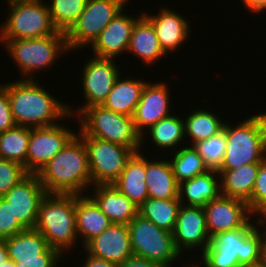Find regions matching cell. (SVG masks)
I'll return each mask as SVG.
<instances>
[{
  "label": "cell",
  "instance_id": "cell-12",
  "mask_svg": "<svg viewBox=\"0 0 266 267\" xmlns=\"http://www.w3.org/2000/svg\"><path fill=\"white\" fill-rule=\"evenodd\" d=\"M75 135L74 131L60 124L31 128L27 172L37 174Z\"/></svg>",
  "mask_w": 266,
  "mask_h": 267
},
{
  "label": "cell",
  "instance_id": "cell-45",
  "mask_svg": "<svg viewBox=\"0 0 266 267\" xmlns=\"http://www.w3.org/2000/svg\"><path fill=\"white\" fill-rule=\"evenodd\" d=\"M243 5L252 13L258 12L266 5V0H242Z\"/></svg>",
  "mask_w": 266,
  "mask_h": 267
},
{
  "label": "cell",
  "instance_id": "cell-31",
  "mask_svg": "<svg viewBox=\"0 0 266 267\" xmlns=\"http://www.w3.org/2000/svg\"><path fill=\"white\" fill-rule=\"evenodd\" d=\"M31 127L16 125L0 133V159L13 161L24 166L27 171V149Z\"/></svg>",
  "mask_w": 266,
  "mask_h": 267
},
{
  "label": "cell",
  "instance_id": "cell-4",
  "mask_svg": "<svg viewBox=\"0 0 266 267\" xmlns=\"http://www.w3.org/2000/svg\"><path fill=\"white\" fill-rule=\"evenodd\" d=\"M35 229L61 254L75 246V195L47 193L40 204Z\"/></svg>",
  "mask_w": 266,
  "mask_h": 267
},
{
  "label": "cell",
  "instance_id": "cell-40",
  "mask_svg": "<svg viewBox=\"0 0 266 267\" xmlns=\"http://www.w3.org/2000/svg\"><path fill=\"white\" fill-rule=\"evenodd\" d=\"M204 267H242L239 264L238 254L229 253H202Z\"/></svg>",
  "mask_w": 266,
  "mask_h": 267
},
{
  "label": "cell",
  "instance_id": "cell-10",
  "mask_svg": "<svg viewBox=\"0 0 266 267\" xmlns=\"http://www.w3.org/2000/svg\"><path fill=\"white\" fill-rule=\"evenodd\" d=\"M79 137L87 149L92 185H112L135 152L103 139Z\"/></svg>",
  "mask_w": 266,
  "mask_h": 267
},
{
  "label": "cell",
  "instance_id": "cell-17",
  "mask_svg": "<svg viewBox=\"0 0 266 267\" xmlns=\"http://www.w3.org/2000/svg\"><path fill=\"white\" fill-rule=\"evenodd\" d=\"M169 88L163 82L152 84L147 82L141 99L132 116L136 130L141 134V145L145 143L143 136L145 129L156 124L161 119L171 115L169 112Z\"/></svg>",
  "mask_w": 266,
  "mask_h": 267
},
{
  "label": "cell",
  "instance_id": "cell-47",
  "mask_svg": "<svg viewBox=\"0 0 266 267\" xmlns=\"http://www.w3.org/2000/svg\"><path fill=\"white\" fill-rule=\"evenodd\" d=\"M260 267H266V231L262 233V246H261V258H260Z\"/></svg>",
  "mask_w": 266,
  "mask_h": 267
},
{
  "label": "cell",
  "instance_id": "cell-39",
  "mask_svg": "<svg viewBox=\"0 0 266 267\" xmlns=\"http://www.w3.org/2000/svg\"><path fill=\"white\" fill-rule=\"evenodd\" d=\"M25 228L13 215L10 204L0 197V239L10 238Z\"/></svg>",
  "mask_w": 266,
  "mask_h": 267
},
{
  "label": "cell",
  "instance_id": "cell-27",
  "mask_svg": "<svg viewBox=\"0 0 266 267\" xmlns=\"http://www.w3.org/2000/svg\"><path fill=\"white\" fill-rule=\"evenodd\" d=\"M146 184L149 198H179V183L173 175L168 160H146Z\"/></svg>",
  "mask_w": 266,
  "mask_h": 267
},
{
  "label": "cell",
  "instance_id": "cell-11",
  "mask_svg": "<svg viewBox=\"0 0 266 267\" xmlns=\"http://www.w3.org/2000/svg\"><path fill=\"white\" fill-rule=\"evenodd\" d=\"M258 229L254 226L218 233L203 253L238 254L239 264L242 267L259 266L262 232Z\"/></svg>",
  "mask_w": 266,
  "mask_h": 267
},
{
  "label": "cell",
  "instance_id": "cell-35",
  "mask_svg": "<svg viewBox=\"0 0 266 267\" xmlns=\"http://www.w3.org/2000/svg\"><path fill=\"white\" fill-rule=\"evenodd\" d=\"M48 4L52 23L66 33L84 11L87 0H51Z\"/></svg>",
  "mask_w": 266,
  "mask_h": 267
},
{
  "label": "cell",
  "instance_id": "cell-15",
  "mask_svg": "<svg viewBox=\"0 0 266 267\" xmlns=\"http://www.w3.org/2000/svg\"><path fill=\"white\" fill-rule=\"evenodd\" d=\"M47 195L37 174L28 173L2 197L25 229L35 228L39 207Z\"/></svg>",
  "mask_w": 266,
  "mask_h": 267
},
{
  "label": "cell",
  "instance_id": "cell-44",
  "mask_svg": "<svg viewBox=\"0 0 266 267\" xmlns=\"http://www.w3.org/2000/svg\"><path fill=\"white\" fill-rule=\"evenodd\" d=\"M87 255H88L87 259L82 264L83 265L82 267H117V265L105 259L94 257L88 253Z\"/></svg>",
  "mask_w": 266,
  "mask_h": 267
},
{
  "label": "cell",
  "instance_id": "cell-6",
  "mask_svg": "<svg viewBox=\"0 0 266 267\" xmlns=\"http://www.w3.org/2000/svg\"><path fill=\"white\" fill-rule=\"evenodd\" d=\"M43 0H7L10 17L2 23L0 40L40 38L56 34L48 4Z\"/></svg>",
  "mask_w": 266,
  "mask_h": 267
},
{
  "label": "cell",
  "instance_id": "cell-25",
  "mask_svg": "<svg viewBox=\"0 0 266 267\" xmlns=\"http://www.w3.org/2000/svg\"><path fill=\"white\" fill-rule=\"evenodd\" d=\"M128 52L134 53L144 63L150 65L162 56H167L160 46L152 23L143 13L138 17L132 30Z\"/></svg>",
  "mask_w": 266,
  "mask_h": 267
},
{
  "label": "cell",
  "instance_id": "cell-38",
  "mask_svg": "<svg viewBox=\"0 0 266 267\" xmlns=\"http://www.w3.org/2000/svg\"><path fill=\"white\" fill-rule=\"evenodd\" d=\"M254 214L266 216V159L260 163L251 199L247 202Z\"/></svg>",
  "mask_w": 266,
  "mask_h": 267
},
{
  "label": "cell",
  "instance_id": "cell-3",
  "mask_svg": "<svg viewBox=\"0 0 266 267\" xmlns=\"http://www.w3.org/2000/svg\"><path fill=\"white\" fill-rule=\"evenodd\" d=\"M223 129L227 146L217 171L237 169L266 159V113L253 115L234 128L224 123Z\"/></svg>",
  "mask_w": 266,
  "mask_h": 267
},
{
  "label": "cell",
  "instance_id": "cell-29",
  "mask_svg": "<svg viewBox=\"0 0 266 267\" xmlns=\"http://www.w3.org/2000/svg\"><path fill=\"white\" fill-rule=\"evenodd\" d=\"M4 240L10 260H42V254L50 247L35 228L25 229Z\"/></svg>",
  "mask_w": 266,
  "mask_h": 267
},
{
  "label": "cell",
  "instance_id": "cell-48",
  "mask_svg": "<svg viewBox=\"0 0 266 267\" xmlns=\"http://www.w3.org/2000/svg\"><path fill=\"white\" fill-rule=\"evenodd\" d=\"M0 267H15V263L12 260H8L6 263L2 264Z\"/></svg>",
  "mask_w": 266,
  "mask_h": 267
},
{
  "label": "cell",
  "instance_id": "cell-24",
  "mask_svg": "<svg viewBox=\"0 0 266 267\" xmlns=\"http://www.w3.org/2000/svg\"><path fill=\"white\" fill-rule=\"evenodd\" d=\"M75 215L77 236L83 238V247L105 231L112 222L89 197L75 195Z\"/></svg>",
  "mask_w": 266,
  "mask_h": 267
},
{
  "label": "cell",
  "instance_id": "cell-50",
  "mask_svg": "<svg viewBox=\"0 0 266 267\" xmlns=\"http://www.w3.org/2000/svg\"><path fill=\"white\" fill-rule=\"evenodd\" d=\"M266 9V5L259 11V12H261V11H263V10H265Z\"/></svg>",
  "mask_w": 266,
  "mask_h": 267
},
{
  "label": "cell",
  "instance_id": "cell-7",
  "mask_svg": "<svg viewBox=\"0 0 266 267\" xmlns=\"http://www.w3.org/2000/svg\"><path fill=\"white\" fill-rule=\"evenodd\" d=\"M26 79H34V71L49 68L57 56L69 52L66 35L62 31L40 38L0 40ZM39 69V70H38ZM31 75V76H30Z\"/></svg>",
  "mask_w": 266,
  "mask_h": 267
},
{
  "label": "cell",
  "instance_id": "cell-32",
  "mask_svg": "<svg viewBox=\"0 0 266 267\" xmlns=\"http://www.w3.org/2000/svg\"><path fill=\"white\" fill-rule=\"evenodd\" d=\"M185 119V135L191 137L192 146L221 132L225 123L216 114L204 109H196Z\"/></svg>",
  "mask_w": 266,
  "mask_h": 267
},
{
  "label": "cell",
  "instance_id": "cell-21",
  "mask_svg": "<svg viewBox=\"0 0 266 267\" xmlns=\"http://www.w3.org/2000/svg\"><path fill=\"white\" fill-rule=\"evenodd\" d=\"M146 157L134 153L112 186L129 198L138 208L149 198L146 184Z\"/></svg>",
  "mask_w": 266,
  "mask_h": 267
},
{
  "label": "cell",
  "instance_id": "cell-42",
  "mask_svg": "<svg viewBox=\"0 0 266 267\" xmlns=\"http://www.w3.org/2000/svg\"><path fill=\"white\" fill-rule=\"evenodd\" d=\"M16 126L10 108L7 89L0 84V133Z\"/></svg>",
  "mask_w": 266,
  "mask_h": 267
},
{
  "label": "cell",
  "instance_id": "cell-46",
  "mask_svg": "<svg viewBox=\"0 0 266 267\" xmlns=\"http://www.w3.org/2000/svg\"><path fill=\"white\" fill-rule=\"evenodd\" d=\"M9 259L6 241L4 239H0V266L6 263Z\"/></svg>",
  "mask_w": 266,
  "mask_h": 267
},
{
  "label": "cell",
  "instance_id": "cell-9",
  "mask_svg": "<svg viewBox=\"0 0 266 267\" xmlns=\"http://www.w3.org/2000/svg\"><path fill=\"white\" fill-rule=\"evenodd\" d=\"M129 0H87L84 11L65 33L68 50L92 44Z\"/></svg>",
  "mask_w": 266,
  "mask_h": 267
},
{
  "label": "cell",
  "instance_id": "cell-43",
  "mask_svg": "<svg viewBox=\"0 0 266 267\" xmlns=\"http://www.w3.org/2000/svg\"><path fill=\"white\" fill-rule=\"evenodd\" d=\"M117 267H161V266L143 257L132 255L124 263L117 265Z\"/></svg>",
  "mask_w": 266,
  "mask_h": 267
},
{
  "label": "cell",
  "instance_id": "cell-13",
  "mask_svg": "<svg viewBox=\"0 0 266 267\" xmlns=\"http://www.w3.org/2000/svg\"><path fill=\"white\" fill-rule=\"evenodd\" d=\"M115 59L94 56L83 69L82 87L86 103L78 107L79 116L86 108L102 105L120 76Z\"/></svg>",
  "mask_w": 266,
  "mask_h": 267
},
{
  "label": "cell",
  "instance_id": "cell-22",
  "mask_svg": "<svg viewBox=\"0 0 266 267\" xmlns=\"http://www.w3.org/2000/svg\"><path fill=\"white\" fill-rule=\"evenodd\" d=\"M90 198L112 223L129 224L137 215L138 207L112 185H94Z\"/></svg>",
  "mask_w": 266,
  "mask_h": 267
},
{
  "label": "cell",
  "instance_id": "cell-34",
  "mask_svg": "<svg viewBox=\"0 0 266 267\" xmlns=\"http://www.w3.org/2000/svg\"><path fill=\"white\" fill-rule=\"evenodd\" d=\"M147 132L157 147L174 149L185 138V122L178 116L169 115L150 126Z\"/></svg>",
  "mask_w": 266,
  "mask_h": 267
},
{
  "label": "cell",
  "instance_id": "cell-36",
  "mask_svg": "<svg viewBox=\"0 0 266 267\" xmlns=\"http://www.w3.org/2000/svg\"><path fill=\"white\" fill-rule=\"evenodd\" d=\"M227 142L225 130L211 136L209 139L200 141L194 145L198 153L203 157L209 170H218L221 167Z\"/></svg>",
  "mask_w": 266,
  "mask_h": 267
},
{
  "label": "cell",
  "instance_id": "cell-37",
  "mask_svg": "<svg viewBox=\"0 0 266 267\" xmlns=\"http://www.w3.org/2000/svg\"><path fill=\"white\" fill-rule=\"evenodd\" d=\"M27 174L21 164L0 159V197L10 191Z\"/></svg>",
  "mask_w": 266,
  "mask_h": 267
},
{
  "label": "cell",
  "instance_id": "cell-8",
  "mask_svg": "<svg viewBox=\"0 0 266 267\" xmlns=\"http://www.w3.org/2000/svg\"><path fill=\"white\" fill-rule=\"evenodd\" d=\"M128 228L133 255L161 267H172L171 262L180 258L172 232L160 229L139 214L128 224Z\"/></svg>",
  "mask_w": 266,
  "mask_h": 267
},
{
  "label": "cell",
  "instance_id": "cell-2",
  "mask_svg": "<svg viewBox=\"0 0 266 267\" xmlns=\"http://www.w3.org/2000/svg\"><path fill=\"white\" fill-rule=\"evenodd\" d=\"M37 175L47 193L82 195L92 184L84 141L76 134Z\"/></svg>",
  "mask_w": 266,
  "mask_h": 267
},
{
  "label": "cell",
  "instance_id": "cell-49",
  "mask_svg": "<svg viewBox=\"0 0 266 267\" xmlns=\"http://www.w3.org/2000/svg\"><path fill=\"white\" fill-rule=\"evenodd\" d=\"M266 216H263L262 218H258V221H256V223L258 222V224H261V225H263V224H266Z\"/></svg>",
  "mask_w": 266,
  "mask_h": 267
},
{
  "label": "cell",
  "instance_id": "cell-16",
  "mask_svg": "<svg viewBox=\"0 0 266 267\" xmlns=\"http://www.w3.org/2000/svg\"><path fill=\"white\" fill-rule=\"evenodd\" d=\"M172 235L175 247L180 254L182 250L191 251L194 247L200 246L201 251L204 252L212 239L208 234L203 207L181 204Z\"/></svg>",
  "mask_w": 266,
  "mask_h": 267
},
{
  "label": "cell",
  "instance_id": "cell-1",
  "mask_svg": "<svg viewBox=\"0 0 266 267\" xmlns=\"http://www.w3.org/2000/svg\"><path fill=\"white\" fill-rule=\"evenodd\" d=\"M34 79L5 83L16 125L39 128L58 124L59 118L74 116L72 109L44 90Z\"/></svg>",
  "mask_w": 266,
  "mask_h": 267
},
{
  "label": "cell",
  "instance_id": "cell-41",
  "mask_svg": "<svg viewBox=\"0 0 266 267\" xmlns=\"http://www.w3.org/2000/svg\"><path fill=\"white\" fill-rule=\"evenodd\" d=\"M63 254L49 247L43 254L42 260H12L15 267H56ZM59 261V262H58Z\"/></svg>",
  "mask_w": 266,
  "mask_h": 267
},
{
  "label": "cell",
  "instance_id": "cell-26",
  "mask_svg": "<svg viewBox=\"0 0 266 267\" xmlns=\"http://www.w3.org/2000/svg\"><path fill=\"white\" fill-rule=\"evenodd\" d=\"M260 163L243 165L237 169L218 171L223 196L248 202L252 197Z\"/></svg>",
  "mask_w": 266,
  "mask_h": 267
},
{
  "label": "cell",
  "instance_id": "cell-19",
  "mask_svg": "<svg viewBox=\"0 0 266 267\" xmlns=\"http://www.w3.org/2000/svg\"><path fill=\"white\" fill-rule=\"evenodd\" d=\"M123 12L124 10L120 11L91 44L95 56L114 59L128 51L138 17L126 16Z\"/></svg>",
  "mask_w": 266,
  "mask_h": 267
},
{
  "label": "cell",
  "instance_id": "cell-23",
  "mask_svg": "<svg viewBox=\"0 0 266 267\" xmlns=\"http://www.w3.org/2000/svg\"><path fill=\"white\" fill-rule=\"evenodd\" d=\"M217 178H220L217 170H208L206 173L181 182L179 201L186 206L204 207L211 200L219 198L222 193L220 179L217 180Z\"/></svg>",
  "mask_w": 266,
  "mask_h": 267
},
{
  "label": "cell",
  "instance_id": "cell-14",
  "mask_svg": "<svg viewBox=\"0 0 266 267\" xmlns=\"http://www.w3.org/2000/svg\"><path fill=\"white\" fill-rule=\"evenodd\" d=\"M206 215L208 234L212 239L218 233L238 228H253V215L246 202L221 195L203 207Z\"/></svg>",
  "mask_w": 266,
  "mask_h": 267
},
{
  "label": "cell",
  "instance_id": "cell-5",
  "mask_svg": "<svg viewBox=\"0 0 266 267\" xmlns=\"http://www.w3.org/2000/svg\"><path fill=\"white\" fill-rule=\"evenodd\" d=\"M80 136L103 139L135 153L140 152L141 134L136 130L132 117L116 113L102 105L86 108L79 115Z\"/></svg>",
  "mask_w": 266,
  "mask_h": 267
},
{
  "label": "cell",
  "instance_id": "cell-28",
  "mask_svg": "<svg viewBox=\"0 0 266 267\" xmlns=\"http://www.w3.org/2000/svg\"><path fill=\"white\" fill-rule=\"evenodd\" d=\"M121 78V76L117 78L102 106L132 117L147 82L129 78L121 80Z\"/></svg>",
  "mask_w": 266,
  "mask_h": 267
},
{
  "label": "cell",
  "instance_id": "cell-18",
  "mask_svg": "<svg viewBox=\"0 0 266 267\" xmlns=\"http://www.w3.org/2000/svg\"><path fill=\"white\" fill-rule=\"evenodd\" d=\"M85 253L119 265L133 255L127 224L112 223L105 231L91 239Z\"/></svg>",
  "mask_w": 266,
  "mask_h": 267
},
{
  "label": "cell",
  "instance_id": "cell-33",
  "mask_svg": "<svg viewBox=\"0 0 266 267\" xmlns=\"http://www.w3.org/2000/svg\"><path fill=\"white\" fill-rule=\"evenodd\" d=\"M169 163L179 184L209 170L204 163L203 157L191 145L176 151Z\"/></svg>",
  "mask_w": 266,
  "mask_h": 267
},
{
  "label": "cell",
  "instance_id": "cell-30",
  "mask_svg": "<svg viewBox=\"0 0 266 267\" xmlns=\"http://www.w3.org/2000/svg\"><path fill=\"white\" fill-rule=\"evenodd\" d=\"M181 202L179 198H148L139 208L138 214L150 220L160 229L173 232Z\"/></svg>",
  "mask_w": 266,
  "mask_h": 267
},
{
  "label": "cell",
  "instance_id": "cell-20",
  "mask_svg": "<svg viewBox=\"0 0 266 267\" xmlns=\"http://www.w3.org/2000/svg\"><path fill=\"white\" fill-rule=\"evenodd\" d=\"M143 15L152 23L160 46L166 54L168 51L177 50L190 36V23L174 10L162 8L157 15L152 16L144 12Z\"/></svg>",
  "mask_w": 266,
  "mask_h": 267
}]
</instances>
